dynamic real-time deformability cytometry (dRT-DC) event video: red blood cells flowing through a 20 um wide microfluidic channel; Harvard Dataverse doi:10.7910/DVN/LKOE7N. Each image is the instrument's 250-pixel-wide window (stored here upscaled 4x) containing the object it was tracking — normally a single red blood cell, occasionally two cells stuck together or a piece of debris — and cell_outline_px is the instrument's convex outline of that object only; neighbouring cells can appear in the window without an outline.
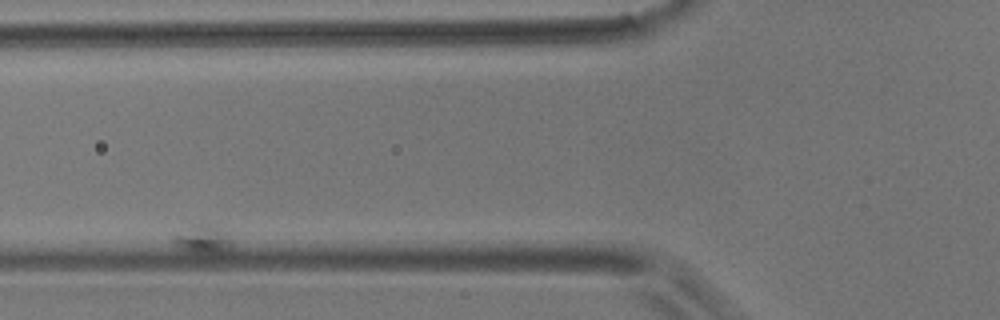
{"species": "common noctule bat (a hibernating species)", "species_latin": "Nyctalus noctula", "temperature_condition": "room temperature", "stored_images_in_passage": 10, "segment_of_instrument_passage": [1, 2], "camera_frame_rate_fps": 3000, "um_per_image_px": 0.085, "animal": {"sex": "male", "body_mass_g": 17.9}, "frame": {"image": 1, "passage_image": 7, "time_ms": 8.333, "image_size_px": [1000, 320], "cell_outline_px": [[232, 248], [220, 256], [192, 252], [180, 248], [172, 244], [172, 236], [192, 224], [208, 224], [220, 228], [232, 240]], "centroid_in_image_um": [17.26, 20.39], "position_along_channel_um": 108.5, "area_um2": 10.12}}